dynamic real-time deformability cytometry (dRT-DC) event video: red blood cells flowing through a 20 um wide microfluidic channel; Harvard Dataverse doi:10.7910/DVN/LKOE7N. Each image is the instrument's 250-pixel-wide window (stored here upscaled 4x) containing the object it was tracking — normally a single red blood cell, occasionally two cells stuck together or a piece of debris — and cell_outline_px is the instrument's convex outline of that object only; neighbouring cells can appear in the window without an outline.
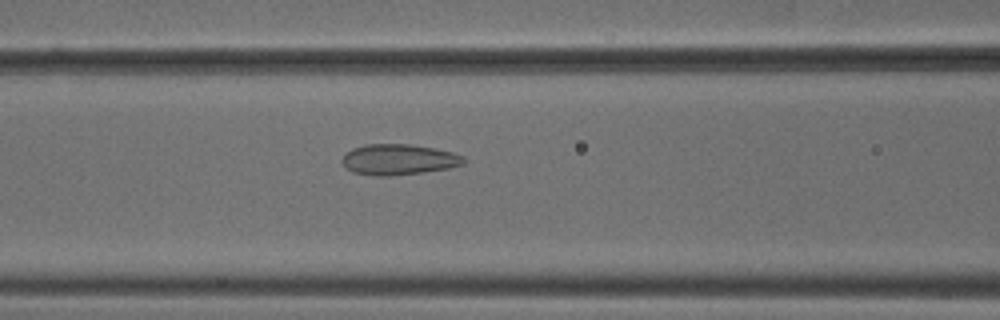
{"species": "common noctule bat (a hibernating species)", "species_latin": "Nyctalus noctula", "temperature_condition": "cold", "stored_images_in_passage": 49, "camera_frame_rate_fps": 3000, "um_per_image_px": 0.085, "animal": {"sex": "male", "body_mass_g": 18.8}, "frame": {"image": 1, "passage_image": 18, "time_ms": 5.667, "image_size_px": [1000, 320], "cell_outline_px": [[464, 164], [448, 168], [424, 172], [388, 176], [376, 176], [352, 172], [344, 168], [340, 160], [344, 152], [352, 148], [364, 144], [412, 144], [452, 152], [464, 156]], "centroid_in_image_um": [33.81, 13.56], "position_along_channel_um": 132.8, "area_um2": 22.02}}
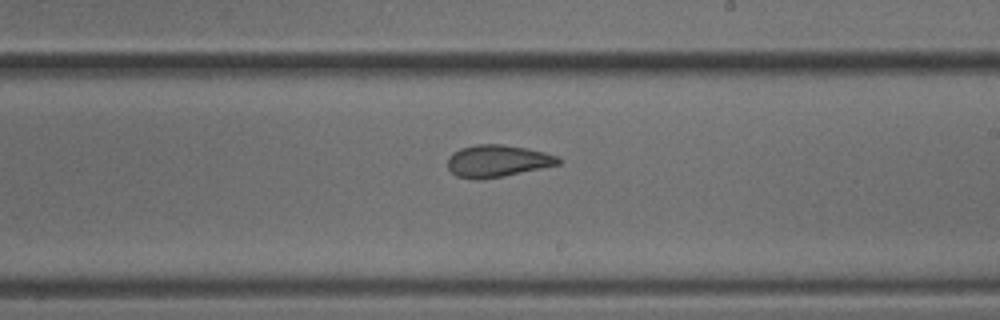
{"frame": {"image": 2, "passage_image": 27, "time_ms": 8.667, "image_size_px": [1000, 320], "cell_outline_px": [[560, 164], [504, 176], [480, 180], [472, 180], [456, 176], [448, 168], [448, 156], [452, 152], [460, 148], [476, 144], [504, 144], [528, 148], [544, 152], [556, 156], [560, 160]], "centroid_in_image_um": [42.24, 13.68], "position_along_channel_um": 246.8, "area_um2": 20.87}}
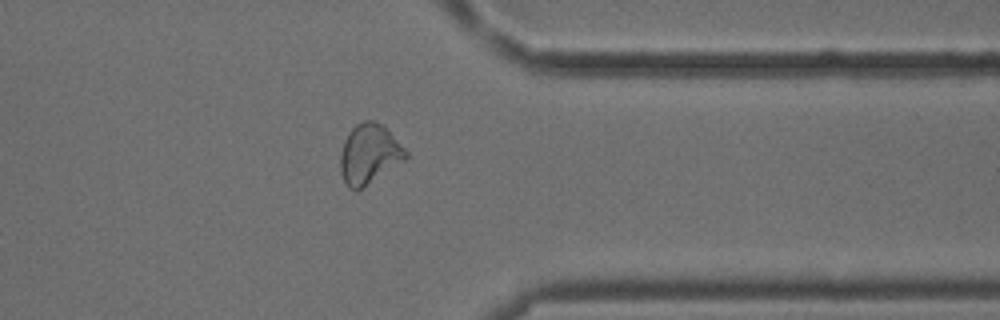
{"frame": {"image": 3, "passage_image": 38, "time_ms": 12.333, "image_size_px": [1000, 320], "cell_outline_px": [[408, 156], [404, 160], [360, 188], [348, 188], [340, 172], [340, 152], [344, 140], [352, 128], [356, 124], [364, 120], [372, 120], [380, 124], [408, 152]], "centroid_in_image_um": [31.34, 13.07], "position_along_channel_um": 380.1, "area_um2": 22.02}, "authors_computed_cell_mechanics": {"area_um2": 22.1952, "velocity_mm_per_s": 3.7955, "shape_relaxation_time_tau1_ms": 6.6375, "shape_relaxation_time_tau2_ms": 1.3955, "deformation_change_tau1": 0.1348, "deformation_change_tau2": 0.0864}}